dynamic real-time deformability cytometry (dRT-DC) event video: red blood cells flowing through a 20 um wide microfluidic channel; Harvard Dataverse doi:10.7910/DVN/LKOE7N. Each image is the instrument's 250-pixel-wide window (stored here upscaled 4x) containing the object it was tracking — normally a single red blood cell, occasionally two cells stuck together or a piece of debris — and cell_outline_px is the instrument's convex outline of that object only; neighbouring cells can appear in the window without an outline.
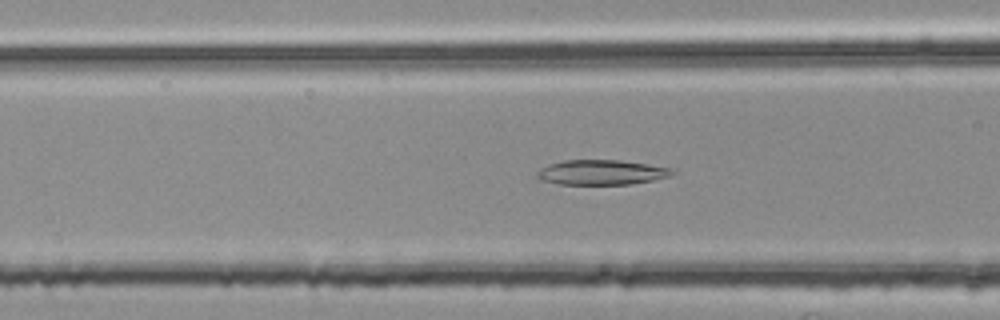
{"species": "common noctule bat (a hibernating species)", "species_latin": "Nyctalus noctula", "temperature_condition": "room temperature", "stored_images_in_passage": 24, "camera_frame_rate_fps": 3000, "um_per_image_px": 0.085, "animal": {"sex": "female", "body_mass_g": 25.1}, "frame": {"image": 1, "passage_image": 13, "time_ms": 4.0, "image_size_px": [1000, 320], "cell_outline_px": [[676, 172], [668, 176], [652, 180], [632, 184], [556, 184], [540, 180], [536, 176], [536, 172], [540, 168], [548, 164], [564, 160], [620, 160], [676, 168]], "centroid_in_image_um": [51.12, 14.64], "position_along_channel_um": 115.5, "area_um2": 19.83}}
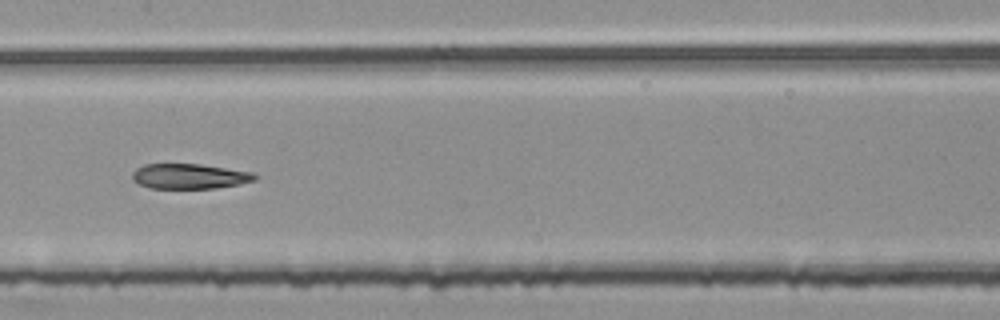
{"frame": {"image": 2, "passage_image": 19, "time_ms": 6.0, "image_size_px": [1000, 320], "cell_outline_px": [[260, 176], [256, 180], [240, 184], [216, 188], [152, 188], [140, 184], [132, 180], [132, 172], [136, 168], [144, 164], [200, 164], [256, 172]], "centroid_in_image_um": [16.17, 14.97], "position_along_channel_um": 191.2, "area_um2": 18.15}}
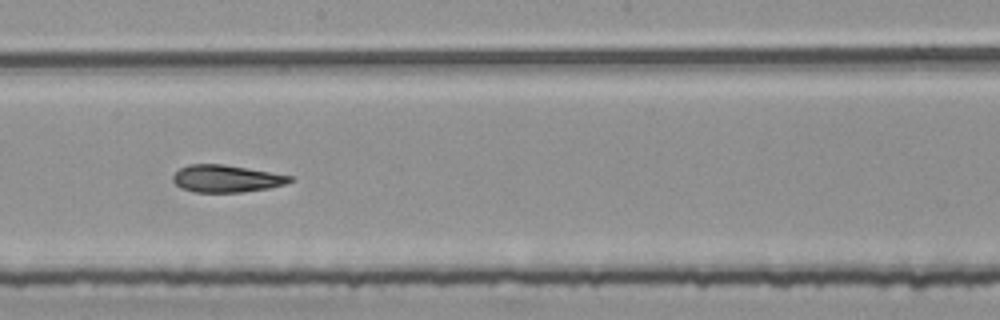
{"frame": {"image": 3, "passage_image": 22, "time_ms": 7.0, "image_size_px": [1000, 320], "cell_outline_px": [[292, 180], [284, 184], [268, 188], [240, 192], [192, 192], [180, 188], [172, 180], [172, 176], [180, 168], [188, 164], [224, 164], [292, 176]], "centroid_in_image_um": [19.18, 15.18], "position_along_channel_um": 229.0, "area_um2": 18.44}}